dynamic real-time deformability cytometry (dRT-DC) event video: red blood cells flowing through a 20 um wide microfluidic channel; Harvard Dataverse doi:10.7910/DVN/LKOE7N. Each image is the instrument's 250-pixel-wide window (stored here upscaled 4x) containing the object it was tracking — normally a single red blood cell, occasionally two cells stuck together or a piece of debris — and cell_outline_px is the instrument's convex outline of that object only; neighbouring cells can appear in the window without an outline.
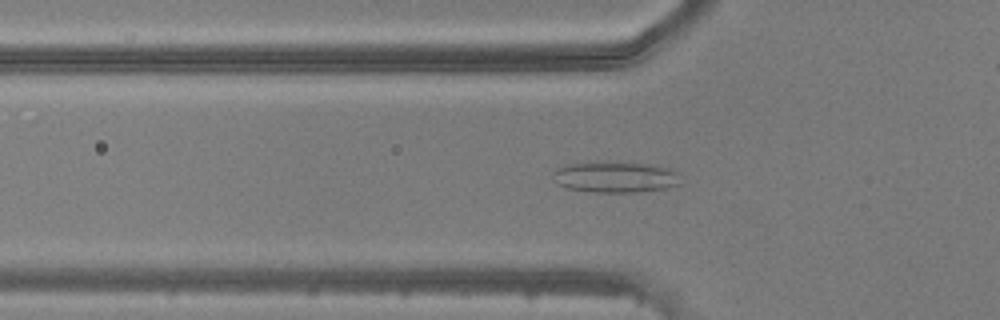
{"species": "common noctule bat (a hibernating species)", "species_latin": "Nyctalus noctula", "temperature_condition": "warm", "stored_images_in_passage": 38, "camera_frame_rate_fps": 3000, "um_per_image_px": 0.085, "animal": {"sex": "male", "body_mass_g": 20.5, "forearm_length_mm": 52.5}, "frame": {"image": 1, "passage_image": 6, "time_ms": 1.667, "image_size_px": [1000, 320], "cell_outline_px": [[680, 184], [664, 188], [636, 192], [592, 192], [564, 188], [556, 184], [552, 172], [556, 168], [568, 164], [644, 164], [672, 168], [676, 172]], "centroid_in_image_um": [52.26, 15.09], "position_along_channel_um": 73.5, "area_um2": 22.31}}
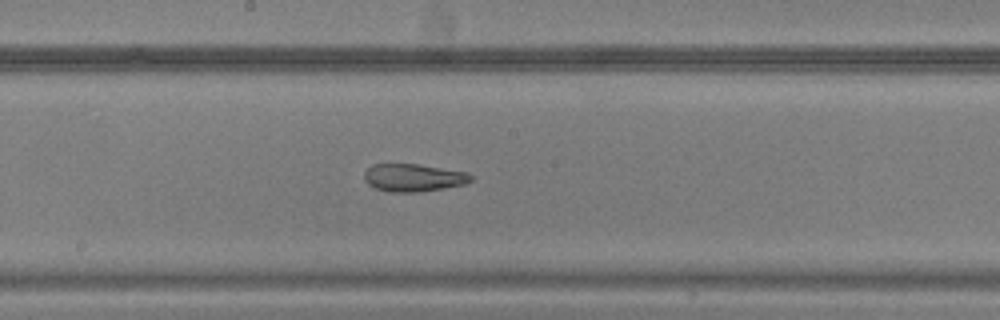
{"frame": {"image": 2, "passage_image": 16, "time_ms": 5.0, "image_size_px": [1000, 320], "cell_outline_px": [[472, 180], [464, 184], [444, 188], [420, 192], [392, 192], [376, 188], [368, 184], [364, 180], [364, 172], [372, 164], [420, 164], [468, 172], [472, 176]], "centroid_in_image_um": [35.15, 15.09], "position_along_channel_um": 213.1, "area_um2": 17.28}}
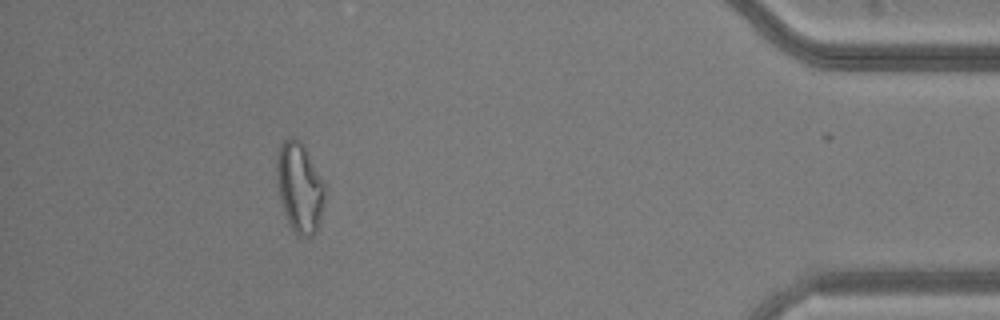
{"frame": {"image": 3, "passage_image": 34, "time_ms": 11.0, "image_size_px": [1000, 320], "cell_outline_px": [[324, 200], [320, 220], [316, 232], [312, 236], [300, 236], [292, 228], [284, 212], [280, 200], [276, 176], [276, 164], [280, 144], [288, 136], [292, 136], [300, 140], [324, 180]], "centroid_in_image_um": [25.46, 15.9], "position_along_channel_um": 409.7, "area_um2": 25.14}}